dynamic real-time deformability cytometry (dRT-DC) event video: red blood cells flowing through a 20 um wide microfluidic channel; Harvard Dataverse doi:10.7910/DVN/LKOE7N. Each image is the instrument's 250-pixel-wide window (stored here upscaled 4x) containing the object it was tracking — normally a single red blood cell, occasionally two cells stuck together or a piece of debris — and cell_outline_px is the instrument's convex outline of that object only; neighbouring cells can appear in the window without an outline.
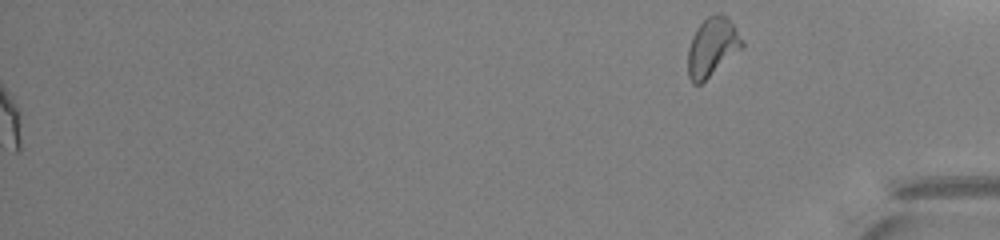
{"species": "common noctule bat (a hibernating species)", "species_latin": "Nyctalus noctula", "temperature_condition": "warm", "stored_images_in_passage": 50, "segment_of_instrument_passage": [2, 2], "camera_frame_rate_fps": 3000, "um_per_image_px": 0.085, "animal": {"sex": "male", "body_mass_g": 13.0, "forearm_length_mm": 53.1}, "frame": {"image": 1, "passage_image": 50, "time_ms": 16.333, "image_size_px": [1000, 240], "cell_outline_px": [[744, 48], [700, 84], [692, 84], [688, 76], [688, 48], [692, 36], [696, 28], [708, 16], [716, 12], [720, 12], [732, 24], [744, 40]], "centroid_in_image_um": [60.54, 4.0], "position_along_channel_um": 374.7, "area_um2": 18.61}}